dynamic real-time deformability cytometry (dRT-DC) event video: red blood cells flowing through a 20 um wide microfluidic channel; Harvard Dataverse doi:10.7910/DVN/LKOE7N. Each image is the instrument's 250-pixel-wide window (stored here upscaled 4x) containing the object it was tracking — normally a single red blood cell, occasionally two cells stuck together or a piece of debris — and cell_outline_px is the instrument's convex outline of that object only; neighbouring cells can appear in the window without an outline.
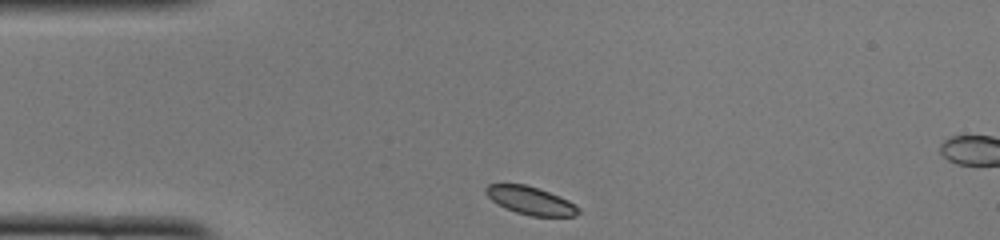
{"species": "common noctule bat (a hibernating species)", "species_latin": "Nyctalus noctula", "temperature_condition": "cold", "stored_images_in_passage": 30, "camera_frame_rate_fps": 3000, "um_per_image_px": 0.085, "animal": {"sex": "female", "body_mass_g": 22.0, "forearm_length_mm": 56.7}, "frame": {"image": 1, "passage_image": 1, "time_ms": 0.0, "image_size_px": [1000, 240], "cell_outline_px": [[580, 212], [576, 216], [532, 216], [516, 212], [504, 208], [496, 204], [484, 192], [484, 188], [488, 184], [524, 184], [560, 196], [568, 200], [580, 208]], "centroid_in_image_um": [45.08, 17.05], "position_along_channel_um": 39.9, "area_um2": 15.09}}
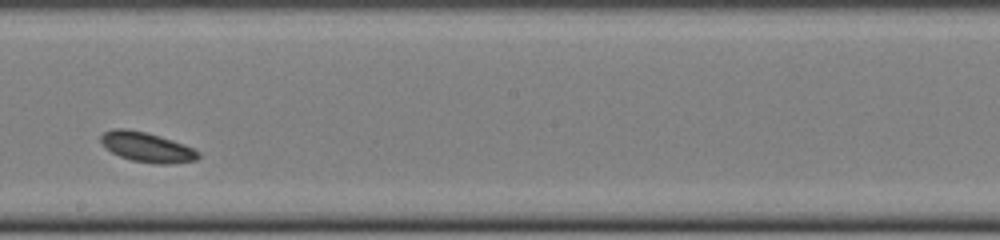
{"frame": {"image": 2, "passage_image": 18, "time_ms": 5.667, "image_size_px": [1000, 240], "cell_outline_px": [[200, 156], [196, 160], [168, 164], [156, 164], [132, 160], [120, 156], [104, 148], [100, 140], [100, 136], [104, 132], [116, 128], [124, 128], [144, 132], [160, 136], [184, 144], [200, 152]], "centroid_in_image_um": [12.47, 12.51], "position_along_channel_um": 235.7, "area_um2": 16.88}}
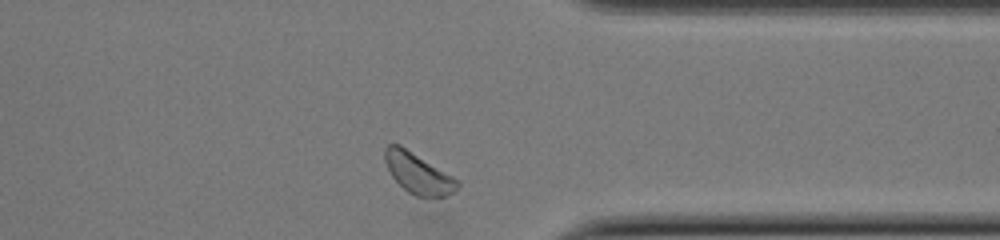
{"frame": {"image": 3, "passage_image": 29, "time_ms": 9.333, "image_size_px": [1000, 240], "cell_outline_px": [[460, 184], [456, 192], [448, 196], [428, 200], [416, 196], [408, 192], [392, 176], [384, 160], [384, 148], [388, 144], [400, 144], [460, 180]], "centroid_in_image_um": [35.6, 14.77], "position_along_channel_um": 375.8, "area_um2": 17.69}}